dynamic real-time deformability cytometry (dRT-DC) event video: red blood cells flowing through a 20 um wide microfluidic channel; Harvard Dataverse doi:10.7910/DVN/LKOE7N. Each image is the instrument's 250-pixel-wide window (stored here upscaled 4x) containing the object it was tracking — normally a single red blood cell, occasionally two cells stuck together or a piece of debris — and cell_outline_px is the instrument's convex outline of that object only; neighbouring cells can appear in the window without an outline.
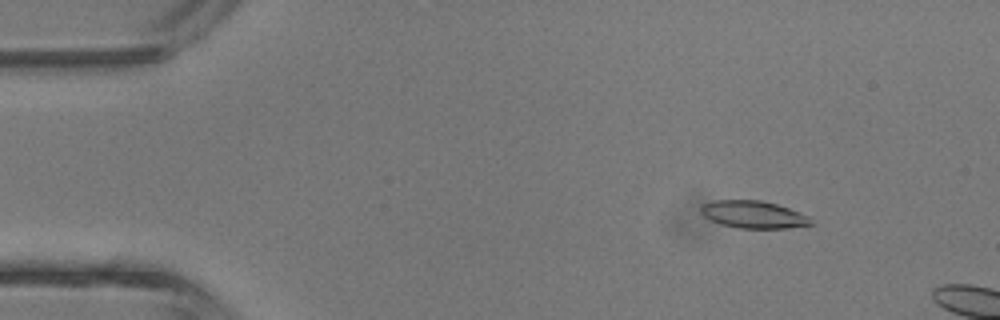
{"species": "common noctule bat (a hibernating species)", "species_latin": "Nyctalus noctula", "temperature_condition": "room temperature", "stored_images_in_passage": 3, "camera_frame_rate_fps": 3000, "um_per_image_px": 0.085, "animal": {"sex": "male", "body_mass_g": 13.3}, "frame": {"image": 1, "passage_image": 2, "time_ms": 1.333, "image_size_px": [1000, 320], "cell_outline_px": [[816, 224], [788, 228], [736, 228], [720, 224], [704, 216], [700, 212], [700, 208], [704, 204], [716, 200], [760, 200], [776, 204], [800, 212], [808, 216]], "centroid_in_image_um": [64.07, 18.24], "position_along_channel_um": 20.9, "area_um2": 17.57}}